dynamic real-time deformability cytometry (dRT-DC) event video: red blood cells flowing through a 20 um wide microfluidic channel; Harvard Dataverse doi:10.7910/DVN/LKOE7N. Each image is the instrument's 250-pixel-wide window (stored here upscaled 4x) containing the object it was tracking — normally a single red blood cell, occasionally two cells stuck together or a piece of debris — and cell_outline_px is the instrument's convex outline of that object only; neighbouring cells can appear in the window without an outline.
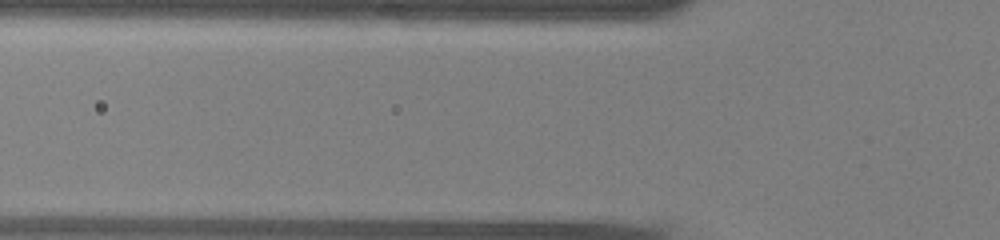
{"species": "common noctule bat (a hibernating species)", "species_latin": "Nyctalus noctula", "temperature_condition": "warm", "stored_images_in_passage": 3, "camera_frame_rate_fps": 3000, "um_per_image_px": 0.085, "animal": {"sex": "male", "body_mass_g": 13.0, "forearm_length_mm": 53.1}, "frame": {"image": 1, "passage_image": 3, "time_ms": 0.667, "image_size_px": [1000, 240], "cell_outline_px": [[608, 64], [596, 68], [560, 72], [516, 68], [488, 64], [480, 60], [480, 56], [580, 56], [596, 60]], "centroid_in_image_um": [46.27, 5.33], "position_along_channel_um": 79.5, "area_um2": 10.58}}